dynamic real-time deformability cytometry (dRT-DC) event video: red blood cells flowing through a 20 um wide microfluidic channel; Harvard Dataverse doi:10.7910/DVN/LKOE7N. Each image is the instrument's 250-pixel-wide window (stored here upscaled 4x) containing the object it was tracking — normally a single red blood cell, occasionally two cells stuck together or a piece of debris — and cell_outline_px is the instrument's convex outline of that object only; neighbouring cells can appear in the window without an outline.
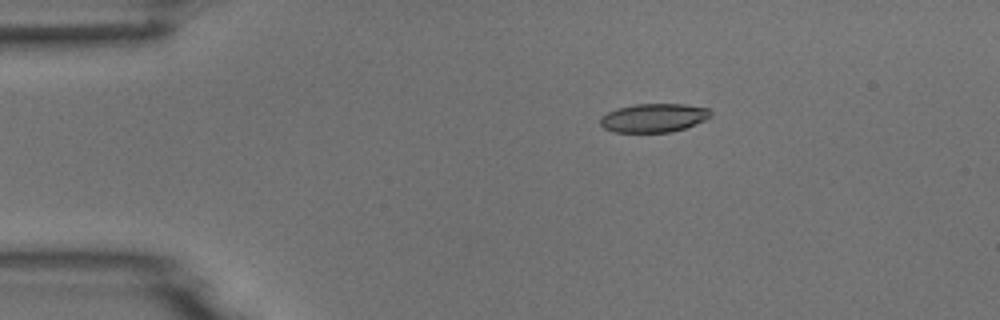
{"species": "common noctule bat (a hibernating species)", "species_latin": "Nyctalus noctula", "temperature_condition": "room temperature", "stored_images_in_passage": 9, "camera_frame_rate_fps": 3000, "um_per_image_px": 0.085, "animal": {"sex": "male", "body_mass_g": 18.8}, "frame": {"image": 1, "passage_image": 3, "time_ms": 2.333, "image_size_px": [1000, 320], "cell_outline_px": [[712, 116], [696, 124], [672, 132], [616, 132], [604, 128], [600, 124], [600, 116], [616, 108], [636, 104], [684, 104], [708, 108], [712, 112]], "centroid_in_image_um": [55.57, 10.01], "position_along_channel_um": 29.4, "area_um2": 18.5}}